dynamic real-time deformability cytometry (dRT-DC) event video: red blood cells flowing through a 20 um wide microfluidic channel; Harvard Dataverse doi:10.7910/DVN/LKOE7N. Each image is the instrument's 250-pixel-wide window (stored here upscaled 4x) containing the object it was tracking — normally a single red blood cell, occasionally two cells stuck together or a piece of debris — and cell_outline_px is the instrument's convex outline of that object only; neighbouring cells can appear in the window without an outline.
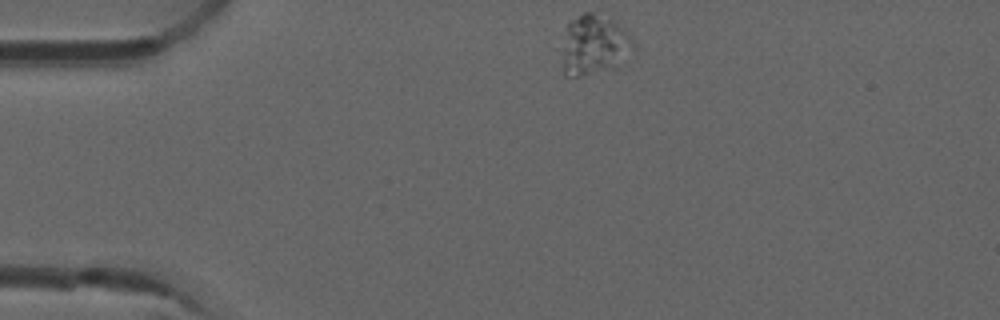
{"species": "common noctule bat (a hibernating species)", "species_latin": "Nyctalus noctula", "temperature_condition": "room temperature", "stored_images_in_passage": 5, "camera_frame_rate_fps": 3000, "um_per_image_px": 0.085, "animal": {"sex": "male", "forearm_length_mm": 52.5}, "frame": {"image": 1, "passage_image": 1, "time_ms": 0.0, "image_size_px": [1000, 320], "cell_outline_px": [[632, 44], [608, 64], [580, 76], [564, 76], [560, 48], [568, 20], [584, 12], [592, 12], [612, 20], [624, 28], [628, 32], [632, 40]], "centroid_in_image_um": [50.28, 3.69], "position_along_channel_um": 34.7, "area_um2": 23.29}}